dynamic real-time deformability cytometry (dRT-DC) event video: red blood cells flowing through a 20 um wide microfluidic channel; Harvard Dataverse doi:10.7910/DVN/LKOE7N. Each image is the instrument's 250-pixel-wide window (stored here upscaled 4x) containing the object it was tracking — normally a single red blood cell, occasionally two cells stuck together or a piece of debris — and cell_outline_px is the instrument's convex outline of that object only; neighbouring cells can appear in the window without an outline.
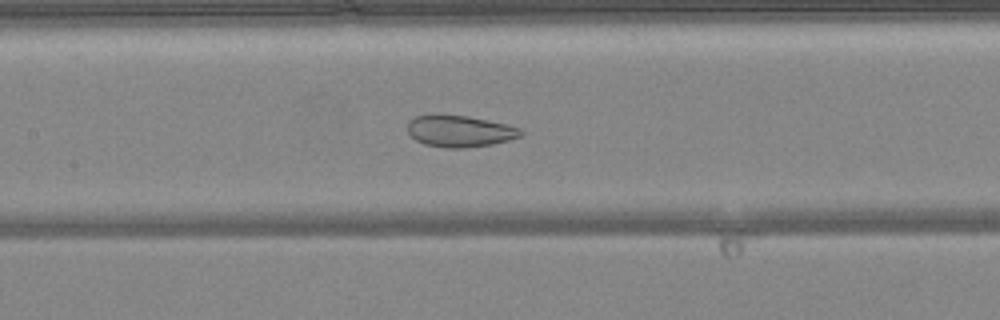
{"species": "common noctule bat (a hibernating species)", "species_latin": "Nyctalus noctula", "temperature_condition": "warm", "stored_images_in_passage": 38, "camera_frame_rate_fps": 3000, "um_per_image_px": 0.085, "animal": {"sex": "female", "body_mass_g": 24.6, "forearm_length_mm": 56.2}, "frame": {"image": 1, "passage_image": 12, "time_ms": 3.667, "image_size_px": [1000, 320], "cell_outline_px": [[524, 132], [520, 136], [508, 140], [492, 144], [464, 148], [444, 148], [424, 144], [416, 140], [408, 132], [408, 120], [416, 116], [468, 116], [504, 124], [520, 128]], "centroid_in_image_um": [39.07, 11.17], "position_along_channel_um": 168.3, "area_um2": 20.4}}
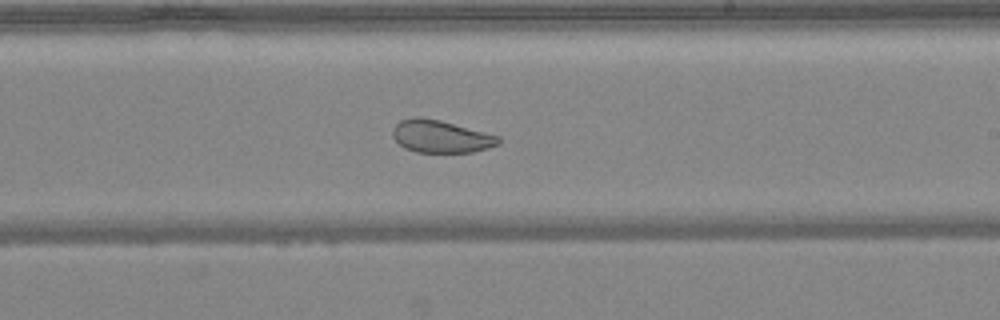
{"frame": {"image": 2, "passage_image": 18, "time_ms": 5.667, "image_size_px": [1000, 320], "cell_outline_px": [[500, 144], [488, 148], [472, 152], [416, 152], [404, 148], [392, 136], [392, 128], [400, 120], [416, 116], [420, 116], [440, 120], [500, 136]], "centroid_in_image_um": [37.46, 11.59], "position_along_channel_um": 251.5, "area_um2": 20.11}}
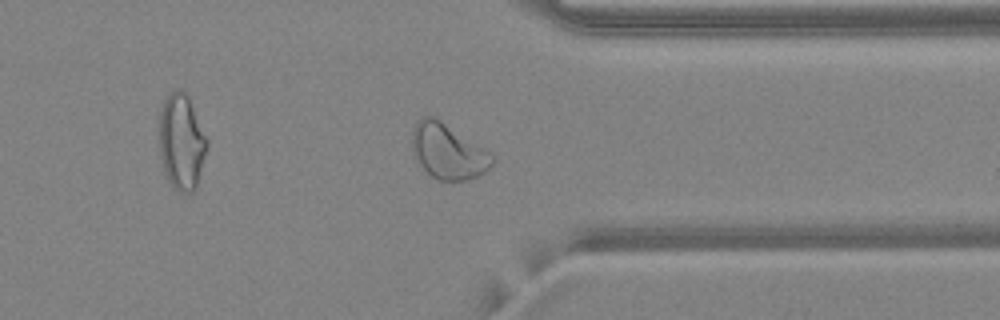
{"frame": {"image": 3, "passage_image": 27, "time_ms": 8.667, "image_size_px": [1000, 320], "cell_outline_px": [[496, 160], [484, 172], [468, 180], [440, 180], [432, 176], [420, 164], [412, 148], [412, 132], [416, 120], [420, 116], [432, 116], [440, 120], [484, 148]], "centroid_in_image_um": [38.06, 12.85], "position_along_channel_um": 373.3, "area_um2": 25.32}, "authors_computed_cell_mechanics": {"area_um2": 24.0737, "velocity_mm_per_s": 4.1676, "shape_relaxation_time_tau1_ms": null, "shape_relaxation_time_tau2_ms": 0.8761, "deformation_change_tau1": null, "deformation_change_tau2": 0.0654}}